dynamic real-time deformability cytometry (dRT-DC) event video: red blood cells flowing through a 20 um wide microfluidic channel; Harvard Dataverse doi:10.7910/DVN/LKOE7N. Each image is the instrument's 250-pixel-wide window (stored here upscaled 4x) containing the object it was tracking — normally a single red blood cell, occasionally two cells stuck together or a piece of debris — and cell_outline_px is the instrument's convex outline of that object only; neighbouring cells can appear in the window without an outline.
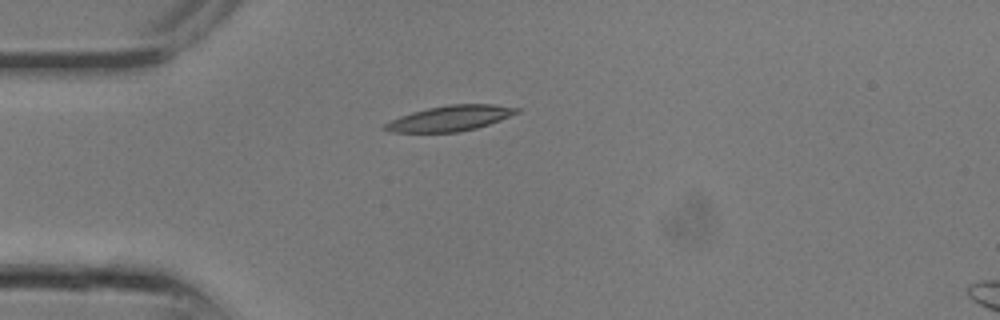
{"species": "common noctule bat (a hibernating species)", "species_latin": "Nyctalus noctula", "temperature_condition": "room temperature", "stored_images_in_passage": 2, "camera_frame_rate_fps": 3000, "um_per_image_px": 0.085, "animal": {"sex": "male", "body_mass_g": 13.3}, "frame": {"image": 1, "passage_image": 1, "time_ms": 0.0, "image_size_px": [1000, 320], "cell_outline_px": [[520, 112], [500, 120], [476, 128], [456, 132], [392, 132], [380, 128], [384, 124], [400, 116], [412, 112], [428, 108], [448, 104], [492, 104], [520, 108]], "centroid_in_image_um": [38.26, 10.05], "position_along_channel_um": 46.7, "area_um2": 19.42}}